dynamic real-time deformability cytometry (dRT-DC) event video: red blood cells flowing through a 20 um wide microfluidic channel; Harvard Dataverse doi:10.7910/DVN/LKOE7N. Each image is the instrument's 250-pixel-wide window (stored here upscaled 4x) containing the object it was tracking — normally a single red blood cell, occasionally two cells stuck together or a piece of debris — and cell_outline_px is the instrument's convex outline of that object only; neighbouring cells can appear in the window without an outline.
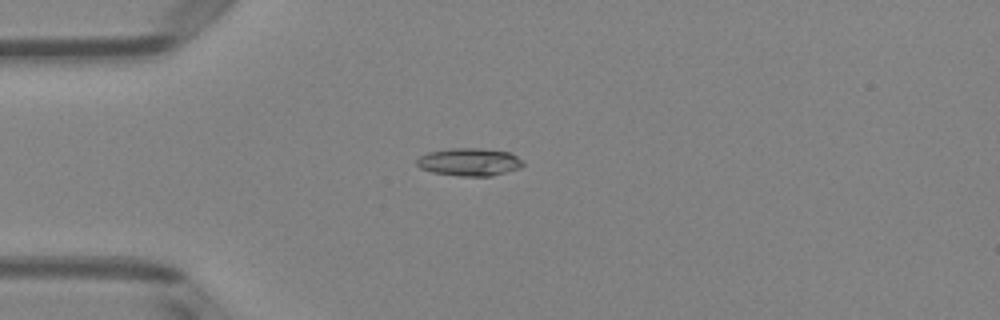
{"species": "Egyptian fruit bat (a non-hibernating species)", "species_latin": "Rousettus aegyptiacus", "temperature_condition": "room temperature", "stored_images_in_passage": 52, "camera_frame_rate_fps": 3000, "um_per_image_px": 0.085, "animal": {"sex": "female"}, "frame": {"image": 1, "passage_image": 14, "time_ms": 4.333, "image_size_px": [1000, 320], "cell_outline_px": [[524, 164], [520, 168], [492, 176], [460, 176], [432, 172], [420, 168], [416, 164], [416, 160], [420, 156], [428, 152], [452, 148], [480, 148], [512, 152], [524, 160]], "centroid_in_image_um": [39.93, 13.76], "position_along_channel_um": 45.1, "area_um2": 17.4}}
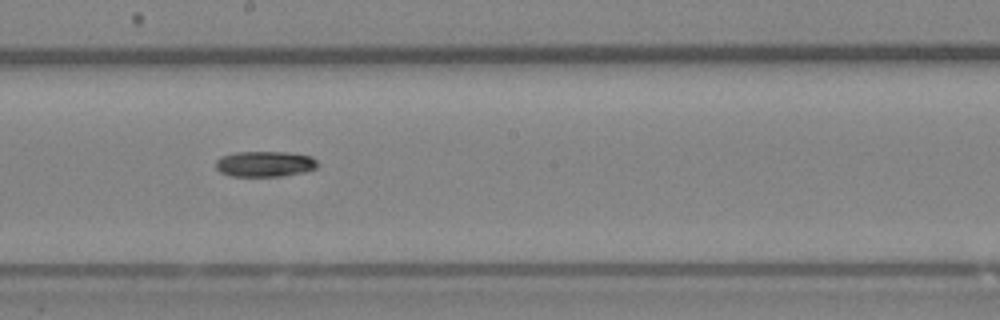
{"frame": {"image": 2, "passage_image": 29, "time_ms": 9.333, "image_size_px": [1000, 320], "cell_outline_px": [[320, 164], [316, 168], [304, 172], [280, 176], [232, 176], [220, 172], [216, 168], [216, 160], [220, 156], [236, 152], [288, 152], [312, 156]], "centroid_in_image_um": [22.52, 13.93], "position_along_channel_um": 225.7, "area_um2": 15.32}}
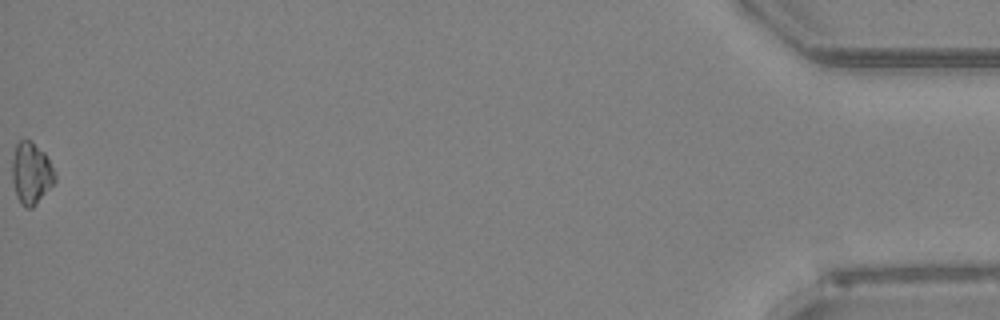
{"frame": {"image": 3, "passage_image": 52, "time_ms": 17.0, "image_size_px": [1000, 320], "cell_outline_px": [[56, 180], [36, 204], [32, 208], [24, 208], [20, 204], [16, 196], [12, 180], [12, 156], [16, 144], [20, 140], [32, 140], [44, 152], [56, 172]], "centroid_in_image_um": [2.64, 14.72], "position_along_channel_um": 432.6, "area_um2": 15.61}}